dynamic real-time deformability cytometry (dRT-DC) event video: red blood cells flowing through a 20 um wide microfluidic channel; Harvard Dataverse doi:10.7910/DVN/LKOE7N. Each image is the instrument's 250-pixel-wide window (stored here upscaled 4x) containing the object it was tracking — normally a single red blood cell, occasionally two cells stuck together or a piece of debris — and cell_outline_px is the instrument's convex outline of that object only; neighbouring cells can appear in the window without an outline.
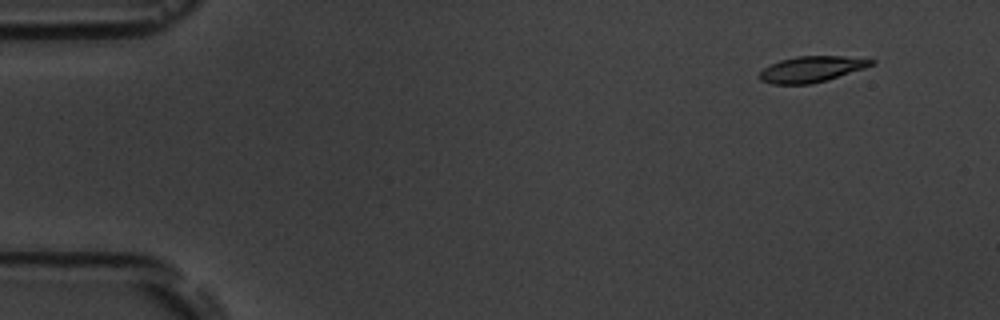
{"species": "common noctule bat (a hibernating species)", "species_latin": "Nyctalus noctula", "temperature_condition": "room temperature", "stored_images_in_passage": 2, "camera_frame_rate_fps": 3000, "um_per_image_px": 0.085, "animal": {"sex": "male", "body_mass_g": 19.5, "forearm_length_mm": 54.6}, "frame": {"image": 1, "passage_image": 2, "time_ms": 2.333, "image_size_px": [1000, 320], "cell_outline_px": [[876, 64], [828, 80], [812, 84], [772, 84], [760, 80], [756, 76], [764, 68], [780, 60], [796, 56], [844, 56], [876, 60]], "centroid_in_image_um": [68.98, 5.88], "position_along_channel_um": 16.0, "area_um2": 16.99}}